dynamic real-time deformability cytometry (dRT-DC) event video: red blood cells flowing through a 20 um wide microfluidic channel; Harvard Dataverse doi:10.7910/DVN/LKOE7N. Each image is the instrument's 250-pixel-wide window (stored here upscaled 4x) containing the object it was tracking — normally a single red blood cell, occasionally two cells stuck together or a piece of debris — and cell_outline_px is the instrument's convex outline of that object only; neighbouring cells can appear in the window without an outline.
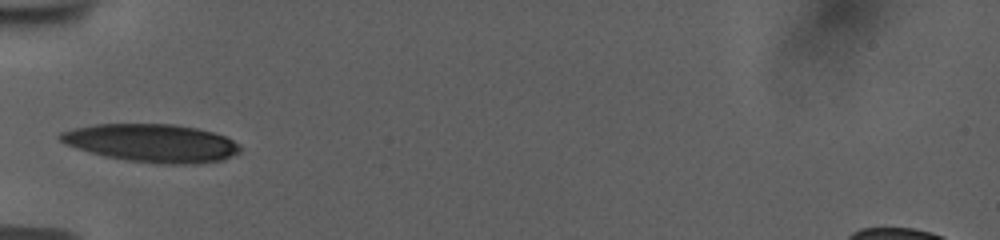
{"species": "human", "species_latin": "Homo sapiens", "temperature_condition": "room temperature", "stored_images_in_passage": 36, "camera_frame_rate_fps": 3000, "um_per_image_px": 0.085, "donor": {"sex": "female"}, "frame": {"image": 1, "passage_image": 1, "time_ms": 0.0, "image_size_px": [1000, 240], "cell_outline_px": [[240, 152], [224, 160], [188, 164], [160, 164], [128, 160], [104, 156], [88, 152], [64, 144], [56, 136], [60, 132], [76, 128], [96, 124], [172, 124], [196, 128], [212, 132], [224, 136], [240, 144]], "centroid_in_image_um": [12.88, 12.16], "position_along_channel_um": 72.1, "area_um2": 39.88}}
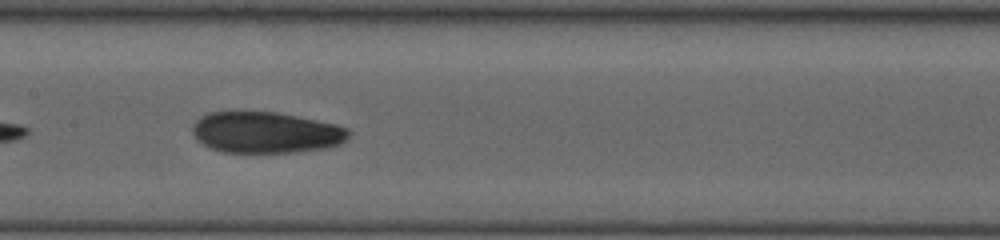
{"frame": {"image": 2, "passage_image": 10, "time_ms": 3.0, "image_size_px": [1000, 240], "cell_outline_px": [[352, 132], [340, 144], [324, 148], [296, 152], [224, 152], [212, 148], [196, 140], [192, 132], [192, 124], [200, 116], [208, 112], [244, 108], [276, 112], [336, 124], [348, 128]], "centroid_in_image_um": [22.53, 11.21], "position_along_channel_um": 184.9, "area_um2": 38.44}}
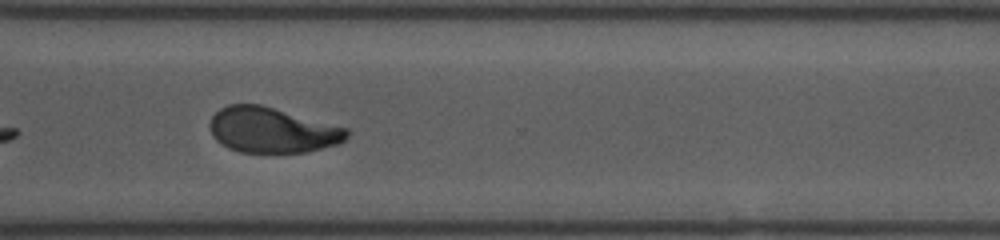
{"frame": {"image": 3, "passage_image": 23, "time_ms": 7.333, "image_size_px": [1000, 240], "cell_outline_px": [[348, 136], [340, 144], [304, 152], [240, 152], [228, 148], [220, 144], [212, 136], [208, 124], [212, 116], [220, 108], [228, 104], [260, 104], [348, 128]], "centroid_in_image_um": [23.1, 11.06], "position_along_channel_um": 347.5, "area_um2": 36.3}, "authors_computed_cell_mechanics": {"area_um2": 37.9168, "velocity_mm_per_s": 3.774, "shape_relaxation_time_tau1_ms": 5.3302, "shape_relaxation_time_tau2_ms": 1.9805, "deformation_change_tau1": 0.1721, "deformation_change_tau2": 0.0785}}